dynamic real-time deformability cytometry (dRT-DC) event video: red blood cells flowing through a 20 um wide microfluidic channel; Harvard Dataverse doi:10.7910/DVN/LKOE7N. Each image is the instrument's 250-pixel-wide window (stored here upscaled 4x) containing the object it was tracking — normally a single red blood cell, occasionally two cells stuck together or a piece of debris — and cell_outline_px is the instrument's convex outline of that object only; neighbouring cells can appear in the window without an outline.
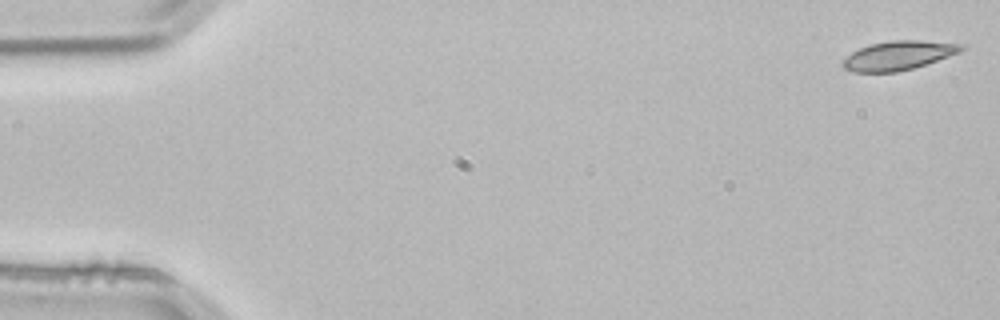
{"species": "common noctule bat (a hibernating species)", "species_latin": "Nyctalus noctula", "temperature_condition": "room temperature", "stored_images_in_passage": 3, "camera_frame_rate_fps": 3000, "um_per_image_px": 0.085, "animal": {"sex": "male", "body_mass_g": 21.5, "forearm_length_mm": 52.0}, "frame": {"image": 1, "passage_image": 1, "time_ms": 0.0, "image_size_px": [1000, 320], "cell_outline_px": [[968, 48], [960, 52], [912, 68], [896, 72], [852, 72], [844, 68], [840, 64], [852, 52], [860, 48], [872, 44], [892, 40], [920, 40], [968, 44]], "centroid_in_image_um": [76.41, 4.7], "position_along_channel_um": 8.6, "area_um2": 20.0}}
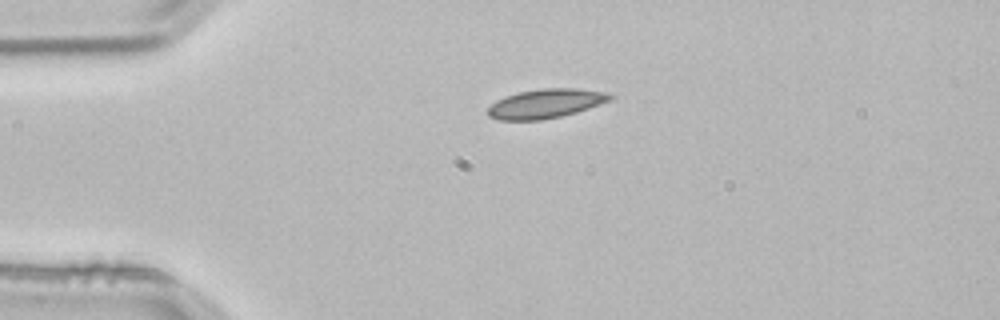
{"frame": {"image": 2, "passage_image": 3, "time_ms": 0.667, "image_size_px": [1000, 320], "cell_outline_px": [[616, 96], [612, 100], [576, 112], [560, 116], [540, 120], [500, 120], [488, 116], [484, 112], [496, 100], [504, 96], [520, 92], [544, 88], [576, 88], [608, 92]], "centroid_in_image_um": [46.39, 8.8], "position_along_channel_um": 38.6, "area_um2": 20.92}}